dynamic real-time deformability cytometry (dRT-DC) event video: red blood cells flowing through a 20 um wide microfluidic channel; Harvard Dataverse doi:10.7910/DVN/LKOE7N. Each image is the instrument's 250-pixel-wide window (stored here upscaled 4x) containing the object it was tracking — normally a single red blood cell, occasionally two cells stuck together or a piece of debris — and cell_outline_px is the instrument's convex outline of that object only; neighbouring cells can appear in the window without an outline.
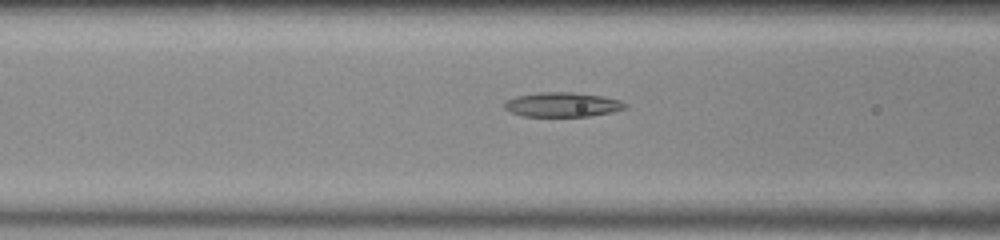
{"species": "common noctule bat (a hibernating species)", "species_latin": "Nyctalus noctula", "temperature_condition": "room temperature", "stored_images_in_passage": 11, "camera_frame_rate_fps": 3000, "um_per_image_px": 0.085, "animal": {"sex": "male", "body_mass_g": 20.0, "forearm_length_mm": 53.3}, "frame": {"image": 1, "passage_image": 10, "time_ms": 3.0, "image_size_px": [1000, 240], "cell_outline_px": [[628, 108], [612, 112], [588, 116], [520, 116], [504, 108], [504, 100], [516, 96], [536, 92], [572, 92], [604, 96], [620, 100], [628, 104]], "centroid_in_image_um": [47.81, 8.88], "position_along_channel_um": 118.8, "area_um2": 17.46}}